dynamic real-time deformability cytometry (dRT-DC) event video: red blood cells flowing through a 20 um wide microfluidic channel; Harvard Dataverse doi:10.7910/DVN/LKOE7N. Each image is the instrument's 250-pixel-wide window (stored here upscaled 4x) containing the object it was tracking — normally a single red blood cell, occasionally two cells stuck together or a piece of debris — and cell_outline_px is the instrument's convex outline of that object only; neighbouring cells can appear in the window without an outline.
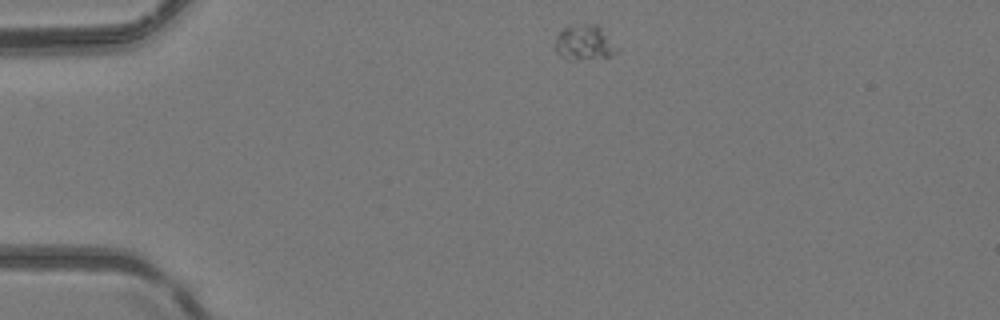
{"species": "common noctule bat (a hibernating species)", "species_latin": "Nyctalus noctula", "temperature_condition": "room temperature", "stored_images_in_passage": 41, "camera_frame_rate_fps": 3000, "um_per_image_px": 0.085, "animal": {"sex": "female", "body_mass_g": 24.6, "forearm_length_mm": 56.2}, "frame": {"image": 1, "passage_image": 1, "time_ms": 0.0, "image_size_px": [1000, 320], "cell_outline_px": [[620, 52], [612, 56], [580, 60], [568, 60], [560, 56], [556, 52], [556, 36], [564, 28], [584, 24], [600, 24]], "centroid_in_image_um": [49.71, 3.65], "position_along_channel_um": 35.3, "area_um2": 12.77}}
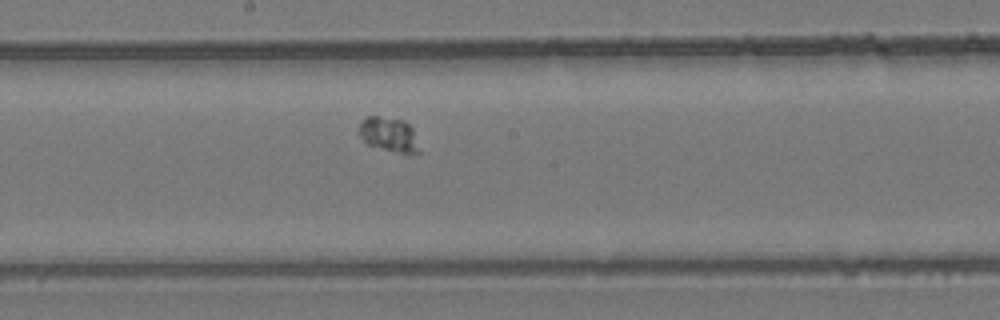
{"frame": {"image": 2, "passage_image": 18, "time_ms": 5.667, "image_size_px": [1000, 320], "cell_outline_px": [[420, 152], [400, 152], [368, 144], [360, 136], [360, 124], [368, 116], [376, 116], [404, 120], [412, 128]], "centroid_in_image_um": [33.06, 11.4], "position_along_channel_um": 215.1, "area_um2": 11.5}}
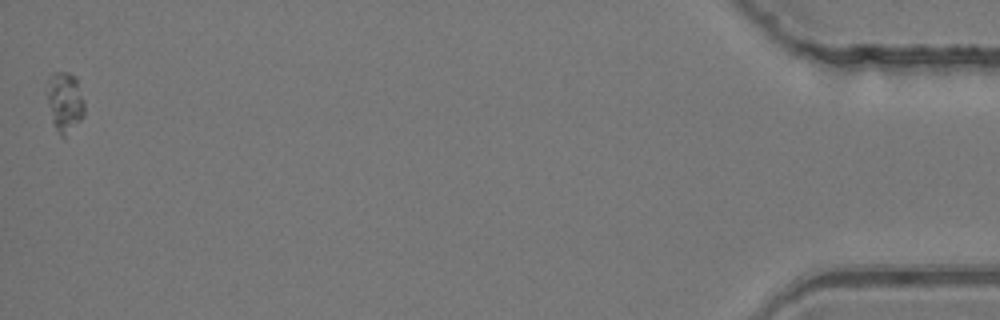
{"frame": {"image": 3, "passage_image": 41, "time_ms": 13.333, "image_size_px": [1000, 320], "cell_outline_px": [[84, 116], [64, 140], [60, 136], [52, 124], [44, 88], [48, 76], [52, 72], [68, 72], [76, 76], [84, 100]], "centroid_in_image_um": [5.47, 8.66], "position_along_channel_um": 429.7, "area_um2": 13.93}, "authors_computed_cell_mechanics": {"area_um2": 12.6004, "velocity_mm_per_s": 4.0724, "shape_relaxation_time_tau1_ms": 3.6379, "shape_relaxation_time_tau2_ms": null, "deformation_change_tau1": 0.0469, "deformation_change_tau2": null}}